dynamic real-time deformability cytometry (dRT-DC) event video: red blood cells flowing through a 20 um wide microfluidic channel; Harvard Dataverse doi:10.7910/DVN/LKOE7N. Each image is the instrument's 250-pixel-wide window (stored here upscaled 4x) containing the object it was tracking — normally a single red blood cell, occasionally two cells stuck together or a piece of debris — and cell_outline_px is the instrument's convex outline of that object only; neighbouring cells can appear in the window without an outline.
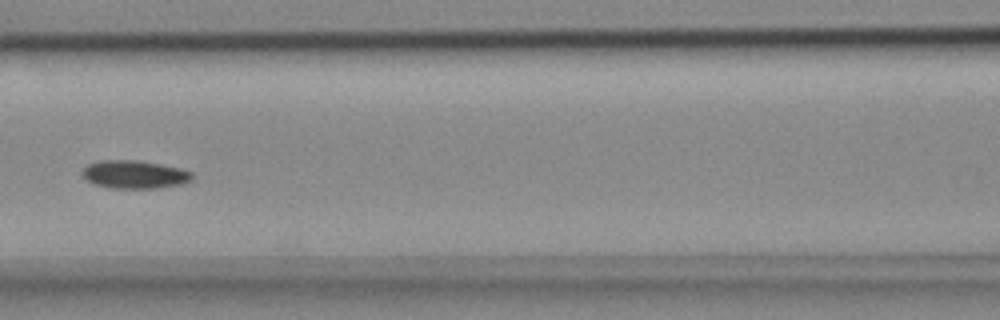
{"species": "common noctule bat (a hibernating species)", "species_latin": "Nyctalus noctula", "temperature_condition": "cold", "stored_images_in_passage": 7, "camera_frame_rate_fps": 3000, "um_per_image_px": 0.085, "animal": {"sex": "female", "body_mass_g": 18.4}, "frame": {"image": 1, "passage_image": 7, "time_ms": 2.0, "image_size_px": [1000, 320], "cell_outline_px": [[192, 180], [184, 184], [156, 188], [108, 188], [92, 184], [80, 172], [88, 164], [100, 160], [136, 160], [160, 164], [180, 168], [192, 172]], "centroid_in_image_um": [11.43, 14.83], "position_along_channel_um": 155.2, "area_um2": 18.09}}